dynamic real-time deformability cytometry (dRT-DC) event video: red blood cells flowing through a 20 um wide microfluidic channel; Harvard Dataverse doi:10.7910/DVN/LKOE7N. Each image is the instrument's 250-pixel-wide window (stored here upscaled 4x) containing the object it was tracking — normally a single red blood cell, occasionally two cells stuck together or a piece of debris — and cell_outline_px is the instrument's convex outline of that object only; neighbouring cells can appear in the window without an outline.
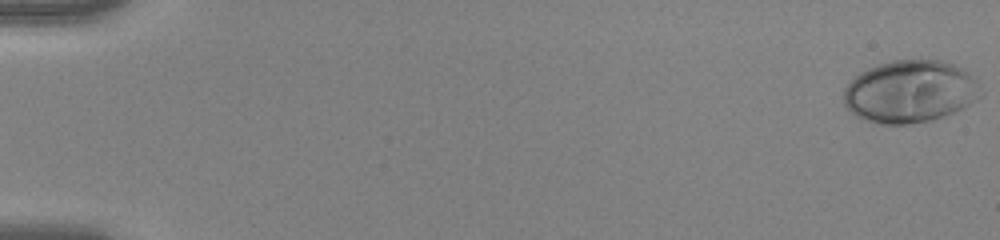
{"species": "human", "species_latin": "Homo sapiens", "temperature_condition": "warm", "stored_images_in_passage": 54, "camera_frame_rate_fps": 3000, "um_per_image_px": 0.085, "donor": {"sex": "female"}, "frame": {"image": 1, "passage_image": 1, "time_ms": 0.0, "image_size_px": [1000, 240], "cell_outline_px": [[980, 96], [976, 100], [952, 112], [932, 120], [908, 124], [880, 124], [856, 116], [844, 104], [844, 88], [860, 72], [868, 68], [892, 60], [940, 60], [964, 68], [968, 72], [976, 84]], "centroid_in_image_um": [77.31, 7.78], "position_along_channel_um": 7.7, "area_um2": 49.13}}
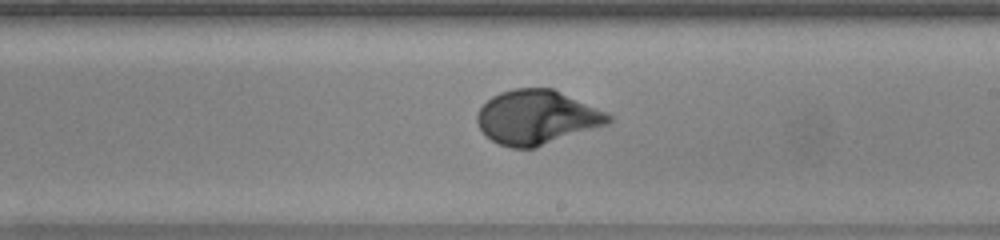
{"frame": {"image": 2, "passage_image": 33, "time_ms": 10.667, "image_size_px": [1000, 240], "cell_outline_px": [[612, 120], [608, 124], [536, 148], [512, 148], [500, 144], [492, 140], [476, 124], [476, 112], [492, 96], [500, 92], [512, 88], [552, 88], [608, 112], [612, 116]], "centroid_in_image_um": [45.64, 9.97], "position_along_channel_um": 243.4, "area_um2": 41.62}}
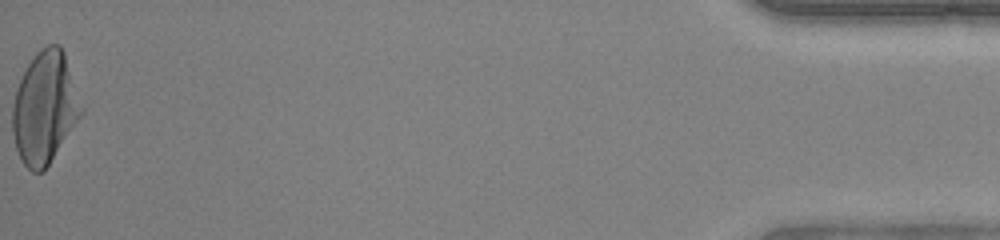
{"frame": {"image": 3, "passage_image": 54, "time_ms": 17.667, "image_size_px": [1000, 240], "cell_outline_px": [[84, 112], [44, 172], [32, 172], [20, 160], [16, 148], [12, 132], [12, 108], [16, 92], [20, 80], [28, 64], [36, 52], [40, 48], [48, 44], [60, 44], [64, 52], [84, 108]], "centroid_in_image_um": [3.82, 9.17], "position_along_channel_um": 431.4, "area_um2": 45.08}, "authors_computed_cell_mechanics": {"area_um2": 41.6738, "velocity_mm_per_s": 3.9513, "shape_relaxation_time_tau1_ms": 2.9737, "shape_relaxation_time_tau2_ms": null, "deformation_change_tau1": 0.2087, "deformation_change_tau2": null}}